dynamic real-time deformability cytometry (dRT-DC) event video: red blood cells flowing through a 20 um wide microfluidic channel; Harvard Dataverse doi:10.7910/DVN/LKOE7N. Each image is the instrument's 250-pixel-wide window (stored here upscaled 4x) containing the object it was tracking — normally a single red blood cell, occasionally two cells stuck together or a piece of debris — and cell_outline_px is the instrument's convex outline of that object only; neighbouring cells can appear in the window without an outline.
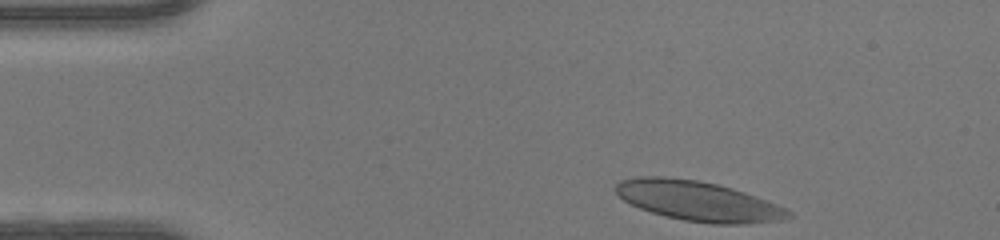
{"species": "human", "species_latin": "Homo sapiens", "temperature_condition": "warm", "stored_images_in_passage": 42, "camera_frame_rate_fps": 3000, "um_per_image_px": 0.085, "donor": {"sex": "female"}, "frame": {"image": 1, "passage_image": 1, "time_ms": 0.0, "image_size_px": [1000, 240], "cell_outline_px": [[792, 216], [784, 220], [736, 224], [712, 224], [684, 220], [652, 212], [640, 208], [624, 200], [616, 192], [616, 184], [620, 180], [640, 176], [664, 176], [696, 180], [716, 184], [732, 188], [744, 192], [784, 208], [792, 212]], "centroid_in_image_um": [59.32, 17.08], "position_along_channel_um": 25.7, "area_um2": 39.54}}
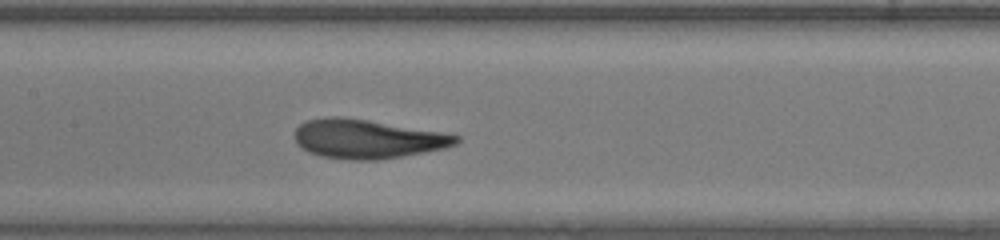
{"frame": {"image": 2, "passage_image": 17, "time_ms": 5.333, "image_size_px": [1000, 240], "cell_outline_px": [[460, 140], [456, 144], [444, 148], [424, 152], [376, 160], [352, 160], [320, 156], [308, 152], [296, 144], [296, 128], [300, 124], [308, 120], [324, 116], [344, 116], [444, 132], [460, 136]], "centroid_in_image_um": [31.21, 11.79], "position_along_channel_um": 176.2, "area_um2": 36.82}}
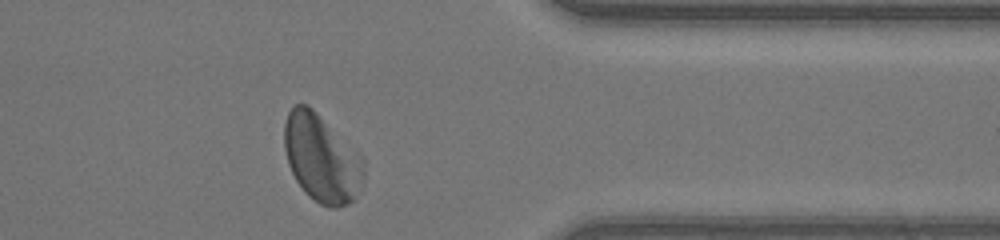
{"frame": {"image": 3, "passage_image": 33, "time_ms": 10.667, "image_size_px": [1000, 240], "cell_outline_px": [[364, 176], [356, 200], [348, 204], [336, 208], [332, 208], [320, 204], [308, 196], [304, 192], [296, 180], [288, 164], [284, 148], [284, 124], [288, 112], [296, 104], [308, 104], [364, 160]], "centroid_in_image_um": [27.32, 13.5], "position_along_channel_um": 384.1, "area_um2": 40.34}, "authors_computed_cell_mechanics": {"area_um2": 38.0613, "velocity_mm_per_s": 4.1607, "shape_relaxation_time_tau1_ms": 2.7724, "shape_relaxation_time_tau2_ms": 1.0725, "deformation_change_tau1": 0.1514, "deformation_change_tau2": 0.0863}}